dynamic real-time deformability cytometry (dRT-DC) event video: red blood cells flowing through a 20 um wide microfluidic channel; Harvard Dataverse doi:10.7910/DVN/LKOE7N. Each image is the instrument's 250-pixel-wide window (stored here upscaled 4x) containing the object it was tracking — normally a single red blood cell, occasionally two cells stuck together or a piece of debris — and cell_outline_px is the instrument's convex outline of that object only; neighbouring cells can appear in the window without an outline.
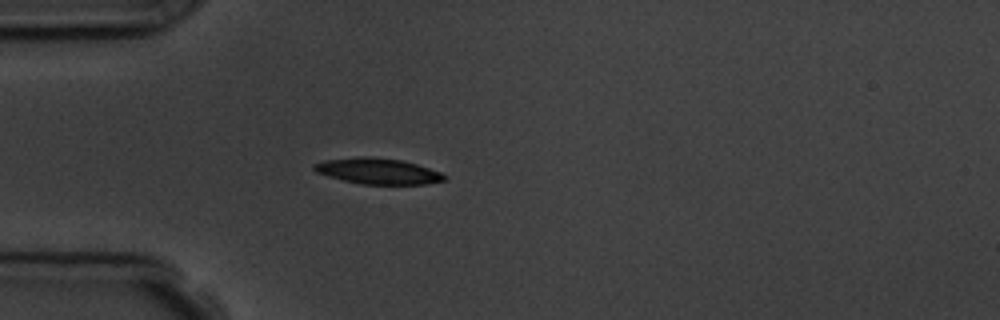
{"species": "common noctule bat (a hibernating species)", "species_latin": "Nyctalus noctula", "temperature_condition": "room temperature", "stored_images_in_passage": 3, "camera_frame_rate_fps": 3000, "um_per_image_px": 0.085, "animal": {"sex": "male", "body_mass_g": 19.5, "forearm_length_mm": 54.6}, "frame": {"image": 1, "passage_image": 3, "time_ms": 3.0, "image_size_px": [1000, 320], "cell_outline_px": [[448, 176], [444, 180], [428, 184], [360, 184], [328, 176], [316, 172], [312, 168], [312, 164], [324, 160], [356, 156], [368, 156], [400, 160], [416, 164], [440, 172]], "centroid_in_image_um": [32.09, 14.54], "position_along_channel_um": 52.9, "area_um2": 19.65}}